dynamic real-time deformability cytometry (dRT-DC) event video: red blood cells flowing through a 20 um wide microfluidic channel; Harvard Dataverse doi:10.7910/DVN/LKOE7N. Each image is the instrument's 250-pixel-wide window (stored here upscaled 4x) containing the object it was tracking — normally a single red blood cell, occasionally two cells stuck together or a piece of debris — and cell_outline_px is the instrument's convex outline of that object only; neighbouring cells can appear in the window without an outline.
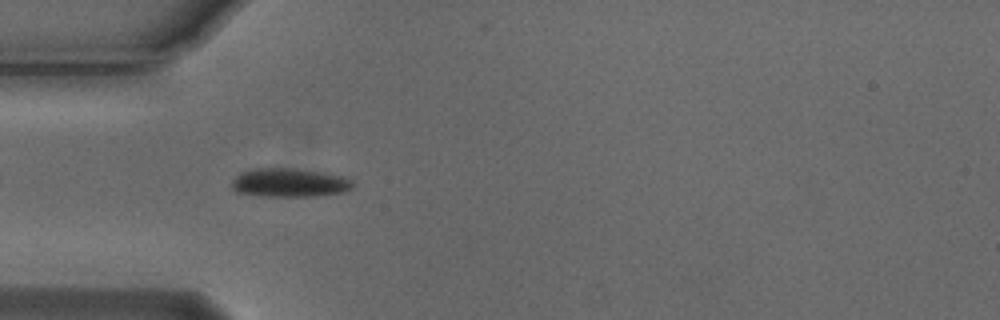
{"species": "Egyptian fruit bat (a non-hibernating species)", "species_latin": "Rousettus aegyptiacus", "temperature_condition": "cold", "stored_images_in_passage": 6, "camera_frame_rate_fps": 3000, "um_per_image_px": 0.085, "animal": {"sex": "male"}, "frame": {"image": 1, "passage_image": 5, "time_ms": 1.333, "image_size_px": [1000, 320], "cell_outline_px": [[352, 188], [344, 192], [316, 196], [260, 196], [236, 192], [232, 188], [232, 180], [240, 172], [256, 168], [296, 168], [324, 172], [340, 176], [352, 180]], "centroid_in_image_um": [24.58, 15.52], "position_along_channel_um": 60.4, "area_um2": 20.35}}
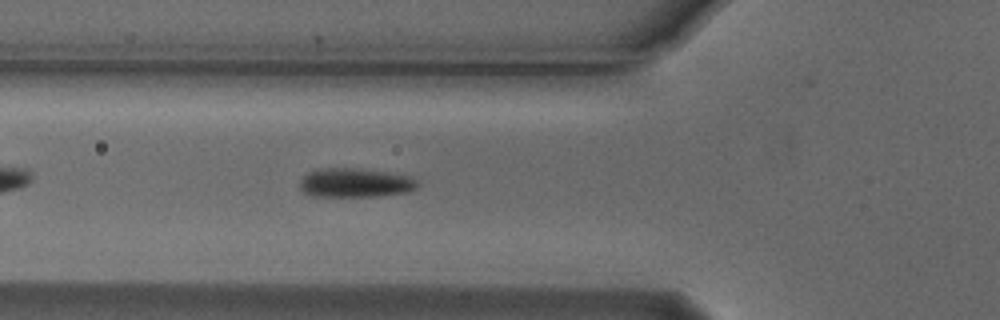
{"frame": {"image": 2, "passage_image": 6, "time_ms": 1.667, "image_size_px": [1000, 320], "cell_outline_px": [[420, 184], [416, 188], [408, 192], [376, 196], [308, 196], [300, 188], [300, 180], [308, 172], [320, 168], [356, 168], [388, 172], [412, 176], [420, 180]], "centroid_in_image_um": [30.23, 15.53], "position_along_channel_um": 95.6, "area_um2": 20.23}}